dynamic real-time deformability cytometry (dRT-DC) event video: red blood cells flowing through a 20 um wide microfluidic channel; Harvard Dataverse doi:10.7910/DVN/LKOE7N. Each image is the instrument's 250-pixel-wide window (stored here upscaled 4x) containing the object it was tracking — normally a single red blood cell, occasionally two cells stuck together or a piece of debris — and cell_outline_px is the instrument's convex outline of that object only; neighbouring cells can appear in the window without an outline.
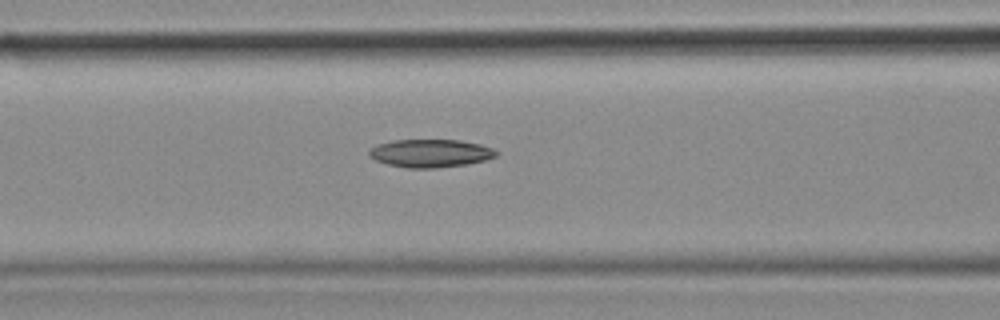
{"species": "common noctule bat (a hibernating species)", "species_latin": "Nyctalus noctula", "temperature_condition": "cold", "stored_images_in_passage": 29, "camera_frame_rate_fps": 3000, "um_per_image_px": 0.085, "animal": {"sex": "female", "body_mass_g": 18.4}, "frame": {"image": 1, "passage_image": 9, "time_ms": 2.667, "image_size_px": [1000, 320], "cell_outline_px": [[500, 152], [496, 156], [484, 160], [464, 164], [436, 168], [408, 168], [388, 164], [376, 160], [368, 156], [368, 152], [372, 148], [380, 144], [392, 140], [460, 140], [480, 144], [492, 148]], "centroid_in_image_um": [36.6, 13.02], "position_along_channel_um": 130.0, "area_um2": 20.58}}
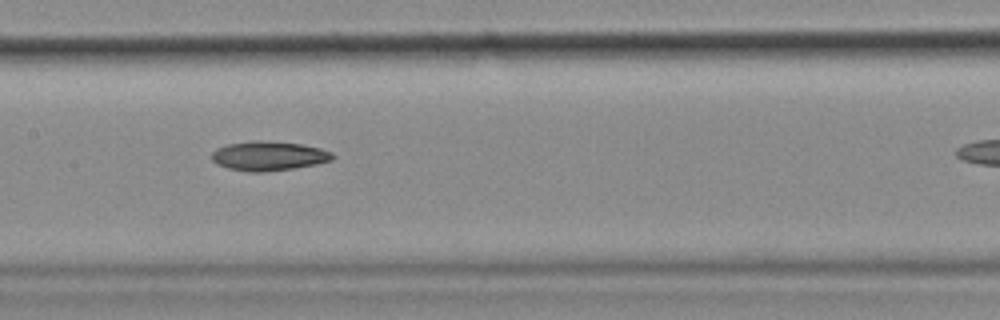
{"frame": {"image": 2, "passage_image": 13, "time_ms": 4.0, "image_size_px": [1000, 320], "cell_outline_px": [[336, 156], [332, 160], [316, 164], [292, 168], [264, 172], [248, 172], [228, 168], [216, 164], [212, 160], [212, 152], [216, 148], [228, 144], [252, 140], [260, 140], [300, 144], [320, 148], [332, 152]], "centroid_in_image_um": [22.82, 13.25], "position_along_channel_um": 184.6, "area_um2": 20.69}}